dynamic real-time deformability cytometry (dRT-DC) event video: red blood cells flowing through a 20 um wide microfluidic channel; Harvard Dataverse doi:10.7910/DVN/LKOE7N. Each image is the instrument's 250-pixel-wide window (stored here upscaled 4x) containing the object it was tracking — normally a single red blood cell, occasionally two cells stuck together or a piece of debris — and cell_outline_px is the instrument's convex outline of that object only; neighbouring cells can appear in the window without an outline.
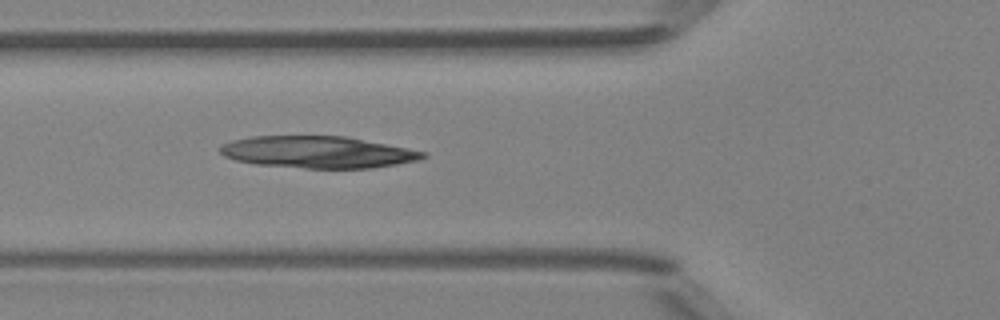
{"species": "Egyptian fruit bat (a non-hibernating species)", "species_latin": "Rousettus aegyptiacus", "temperature_condition": "room temperature", "stored_images_in_passage": 33, "camera_frame_rate_fps": 3000, "um_per_image_px": 0.085, "animal": {"sex": "female"}, "frame": {"image": 1, "passage_image": 3, "time_ms": 0.667, "image_size_px": [1000, 320], "cell_outline_px": [[428, 156], [416, 160], [396, 164], [372, 168], [304, 168], [256, 164], [236, 160], [224, 156], [220, 152], [220, 148], [224, 144], [232, 140], [252, 136], [344, 136], [428, 152]], "centroid_in_image_um": [27.01, 12.93], "position_along_channel_um": 98.8, "area_um2": 37.4}}
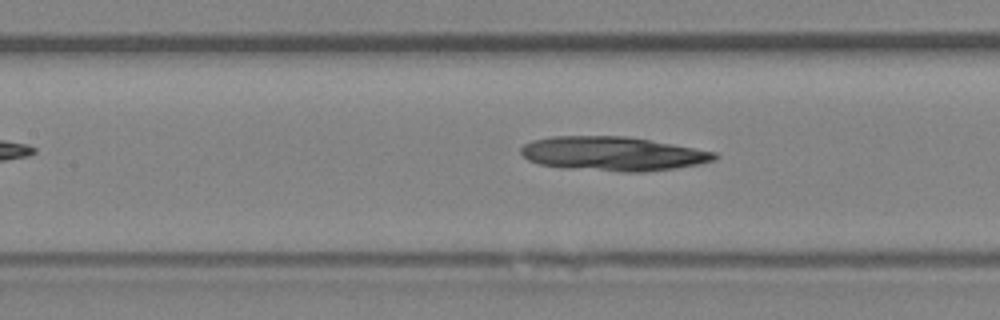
{"frame": {"image": 2, "passage_image": 7, "time_ms": 2.0, "image_size_px": [1000, 320], "cell_outline_px": [[720, 156], [716, 160], [700, 164], [676, 168], [644, 172], [620, 172], [560, 168], [540, 164], [528, 160], [520, 152], [520, 148], [524, 144], [532, 140], [552, 136], [624, 136], [648, 140], [716, 152]], "centroid_in_image_um": [52.07, 13.08], "position_along_channel_um": 155.3, "area_um2": 38.73}}
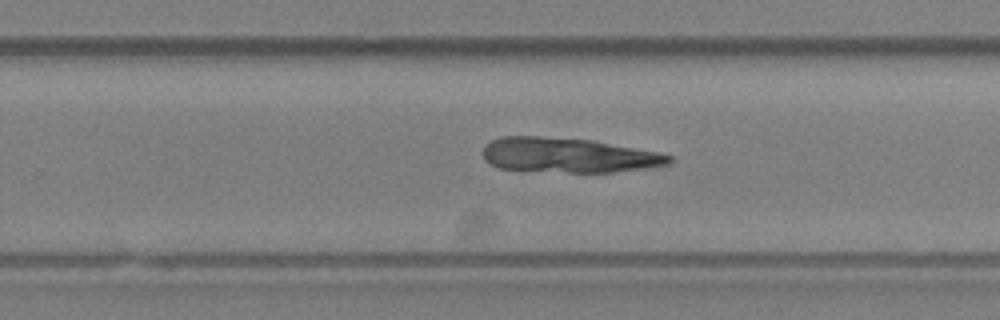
{"frame": {"image": 3, "passage_image": 16, "time_ms": 5.0, "image_size_px": [1000, 320], "cell_outline_px": [[672, 164], [644, 168], [612, 172], [568, 172], [500, 168], [484, 160], [484, 144], [500, 136], [540, 136], [592, 140], [656, 152], [672, 156]], "centroid_in_image_um": [48.29, 13.18], "position_along_channel_um": 281.5, "area_um2": 37.4}}